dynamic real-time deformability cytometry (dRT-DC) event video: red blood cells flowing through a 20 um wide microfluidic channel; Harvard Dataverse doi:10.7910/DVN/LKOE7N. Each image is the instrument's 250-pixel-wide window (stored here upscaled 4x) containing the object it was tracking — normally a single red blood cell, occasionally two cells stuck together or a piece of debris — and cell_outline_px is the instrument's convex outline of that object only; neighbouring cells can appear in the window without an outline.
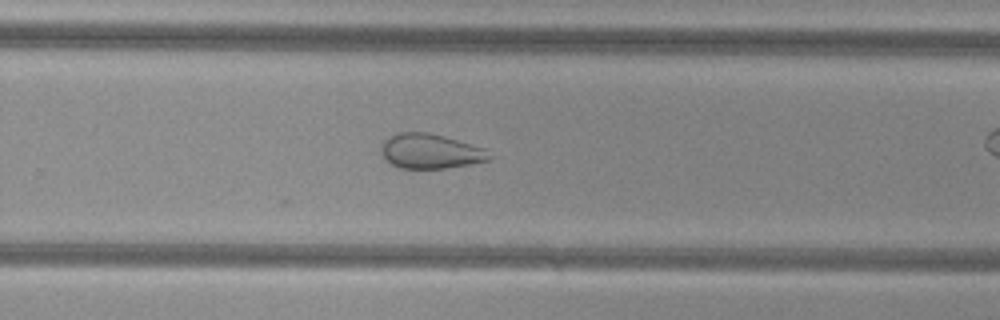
{"species": "common noctule bat (a hibernating species)", "species_latin": "Nyctalus noctula", "temperature_condition": "cold", "stored_images_in_passage": 28, "camera_frame_rate_fps": 3000, "um_per_image_px": 0.085, "animal": {"sex": "female", "body_mass_g": 29.2, "forearm_length_mm": 56.3}, "frame": {"image": 1, "passage_image": 24, "time_ms": 7.667, "image_size_px": [1000, 320], "cell_outline_px": [[492, 160], [444, 168], [400, 168], [384, 160], [380, 152], [380, 144], [388, 136], [400, 132], [428, 132], [444, 136], [484, 148], [492, 156]], "centroid_in_image_um": [36.53, 12.85], "position_along_channel_um": 293.3, "area_um2": 22.02}}